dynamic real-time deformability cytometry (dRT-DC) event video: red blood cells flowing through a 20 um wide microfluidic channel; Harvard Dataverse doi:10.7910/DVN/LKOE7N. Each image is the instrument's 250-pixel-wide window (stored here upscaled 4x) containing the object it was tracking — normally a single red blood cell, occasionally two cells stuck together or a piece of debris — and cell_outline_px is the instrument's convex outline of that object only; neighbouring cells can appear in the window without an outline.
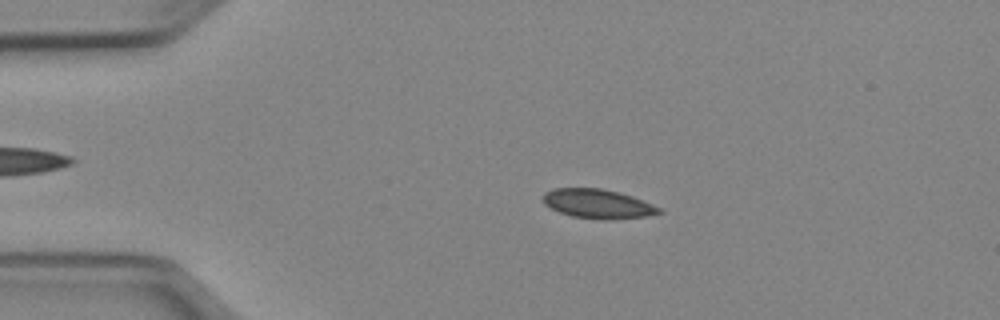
{"species": "Egyptian fruit bat (a non-hibernating species)", "species_latin": "Rousettus aegyptiacus", "temperature_condition": "cold", "stored_images_in_passage": 50, "camera_frame_rate_fps": 3000, "um_per_image_px": 0.085, "animal": {"sex": "female"}, "frame": {"image": 1, "passage_image": 10, "time_ms": 3.0, "image_size_px": [1000, 320], "cell_outline_px": [[664, 212], [648, 216], [608, 220], [600, 220], [572, 216], [560, 212], [544, 204], [544, 192], [552, 188], [600, 188], [620, 192], [632, 196], [652, 204], [660, 208]], "centroid_in_image_um": [50.83, 17.32], "position_along_channel_um": 34.2, "area_um2": 19.83}}
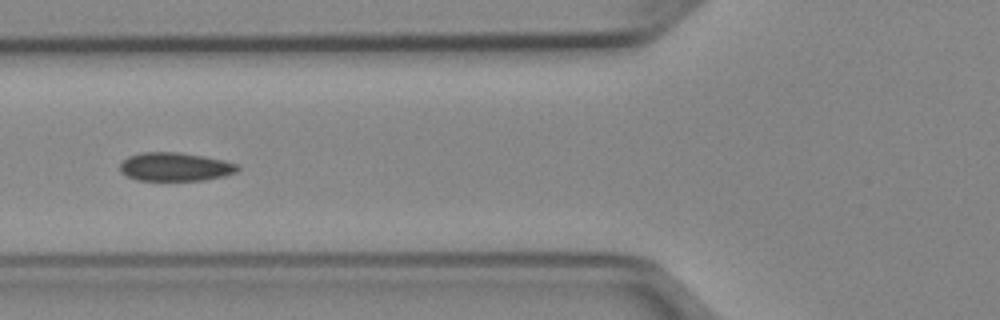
{"frame": {"image": 2, "passage_image": 19, "time_ms": 6.0, "image_size_px": [1000, 320], "cell_outline_px": [[240, 168], [236, 172], [224, 176], [204, 180], [136, 180], [120, 172], [120, 164], [128, 156], [140, 152], [176, 152], [204, 156], [224, 160], [240, 164]], "centroid_in_image_um": [14.91, 14.17], "position_along_channel_um": 110.9, "area_um2": 19.65}}
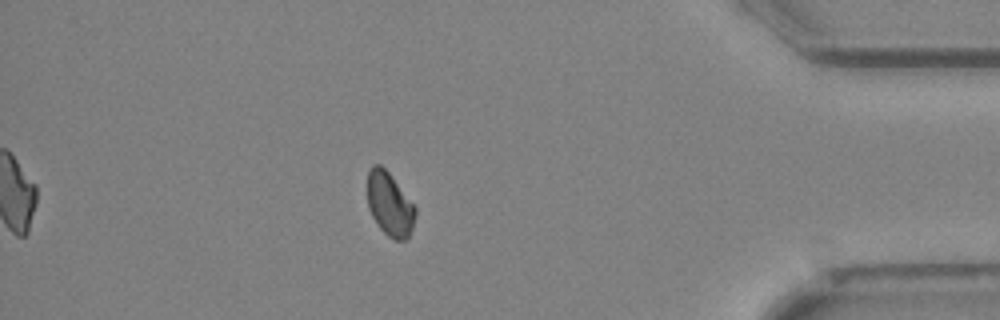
{"frame": {"image": 3, "passage_image": 44, "time_ms": 14.333, "image_size_px": [1000, 320], "cell_outline_px": [[416, 212], [412, 228], [408, 236], [404, 240], [396, 240], [388, 236], [380, 228], [372, 216], [368, 208], [368, 168], [372, 164], [380, 164], [388, 172], [416, 208]], "centroid_in_image_um": [33.1, 17.35], "position_along_channel_um": 402.1, "area_um2": 17.51}}